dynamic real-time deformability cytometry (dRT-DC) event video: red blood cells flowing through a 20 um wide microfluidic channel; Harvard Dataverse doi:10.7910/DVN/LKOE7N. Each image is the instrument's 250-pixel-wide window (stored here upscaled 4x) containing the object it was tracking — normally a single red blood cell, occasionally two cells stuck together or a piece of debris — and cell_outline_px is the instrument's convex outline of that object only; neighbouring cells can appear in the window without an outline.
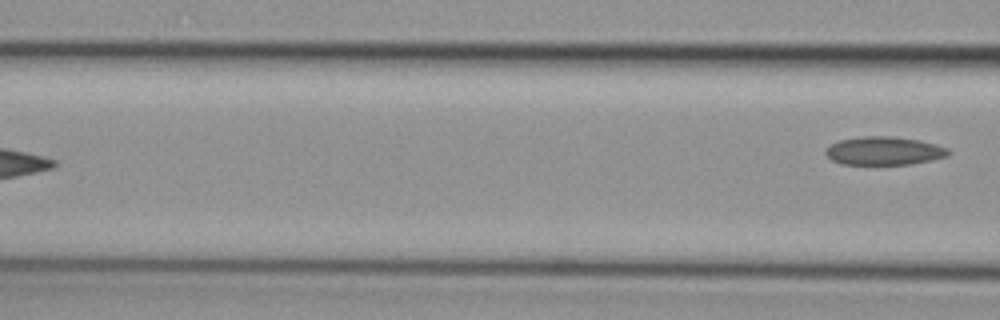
{"species": "common noctule bat (a hibernating species)", "species_latin": "Nyctalus noctula", "temperature_condition": "cold", "stored_images_in_passage": 6, "camera_frame_rate_fps": 3000, "um_per_image_px": 0.085, "animal": {"sex": "female", "body_mass_g": 29.2, "forearm_length_mm": 56.3}, "frame": {"image": 1, "passage_image": 6, "time_ms": 1.667, "image_size_px": [1000, 320], "cell_outline_px": [[952, 152], [948, 156], [932, 160], [912, 164], [840, 164], [832, 160], [824, 152], [832, 144], [840, 140], [860, 136], [892, 136], [920, 140], [948, 148]], "centroid_in_image_um": [75.18, 12.82], "position_along_channel_um": 91.4, "area_um2": 20.29}}